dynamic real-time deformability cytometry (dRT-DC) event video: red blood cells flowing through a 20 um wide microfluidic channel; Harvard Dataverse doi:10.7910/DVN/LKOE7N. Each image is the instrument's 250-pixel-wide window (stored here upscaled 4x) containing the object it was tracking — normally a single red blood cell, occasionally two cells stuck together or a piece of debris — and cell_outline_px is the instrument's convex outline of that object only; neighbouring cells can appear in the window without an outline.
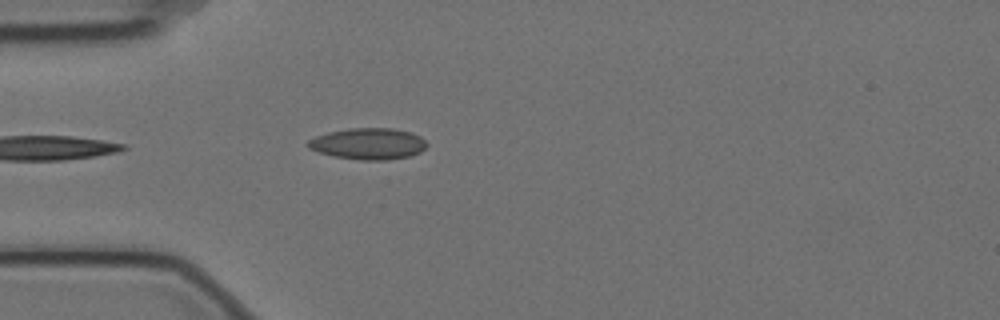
{"species": "Egyptian fruit bat (a non-hibernating species)", "species_latin": "Rousettus aegyptiacus", "temperature_condition": "cold", "stored_images_in_passage": 5, "camera_frame_rate_fps": 3000, "um_per_image_px": 0.085, "animal": {"sex": "female"}, "frame": {"image": 1, "passage_image": 5, "time_ms": 1.333, "image_size_px": [1000, 320], "cell_outline_px": [[428, 144], [420, 152], [412, 156], [388, 160], [360, 160], [336, 156], [320, 152], [308, 148], [304, 144], [308, 140], [316, 136], [328, 132], [348, 128], [392, 128], [412, 132], [420, 136]], "centroid_in_image_um": [31.31, 12.21], "position_along_channel_um": 53.7, "area_um2": 21.85}}